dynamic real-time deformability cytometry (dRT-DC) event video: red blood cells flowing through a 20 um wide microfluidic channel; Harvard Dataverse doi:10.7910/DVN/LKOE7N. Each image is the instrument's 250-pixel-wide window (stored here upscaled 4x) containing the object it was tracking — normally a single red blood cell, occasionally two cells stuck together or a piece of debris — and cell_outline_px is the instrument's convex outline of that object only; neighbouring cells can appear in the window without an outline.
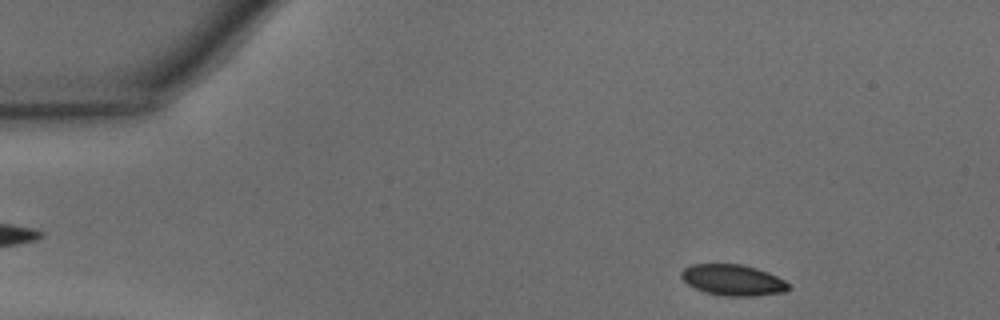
{"species": "common noctule bat (a hibernating species)", "species_latin": "Nyctalus noctula", "temperature_condition": "warm", "stored_images_in_passage": 35, "camera_frame_rate_fps": 3000, "um_per_image_px": 0.085, "animal": {"sex": "male", "body_mass_g": 15.6}, "frame": {"image": 1, "passage_image": 3, "time_ms": 0.667, "image_size_px": [1000, 320], "cell_outline_px": [[792, 288], [784, 292], [756, 296], [724, 296], [704, 292], [688, 284], [680, 276], [680, 272], [684, 268], [692, 264], [740, 264], [756, 268], [768, 272], [784, 280]], "centroid_in_image_um": [62.3, 23.81], "position_along_channel_um": 22.7, "area_um2": 19.42}}
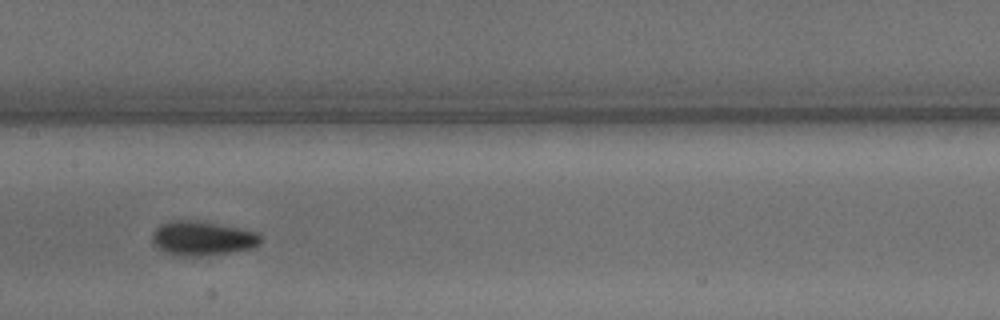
{"frame": {"image": 2, "passage_image": 20, "time_ms": 6.333, "image_size_px": [1000, 320], "cell_outline_px": [[260, 244], [252, 248], [204, 256], [176, 256], [164, 252], [152, 240], [152, 232], [160, 224], [172, 220], [196, 220], [260, 232]], "centroid_in_image_um": [17.19, 20.25], "position_along_channel_um": 190.2, "area_um2": 21.68}}
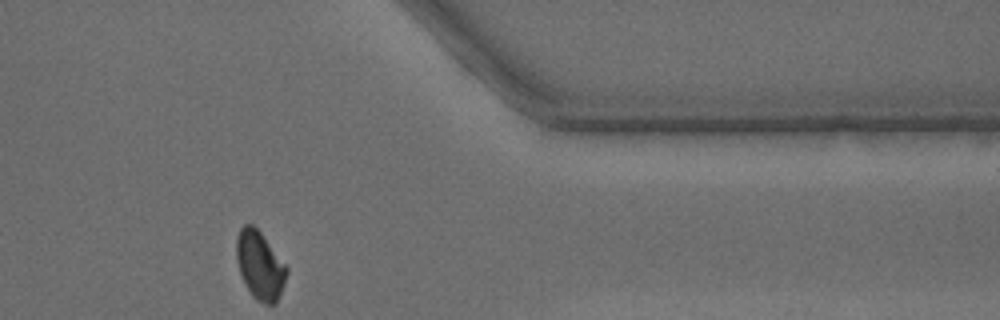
{"frame": {"image": 3, "passage_image": 35, "time_ms": 11.333, "image_size_px": [1000, 320], "cell_outline_px": [[288, 272], [284, 284], [276, 304], [264, 304], [252, 296], [244, 284], [236, 260], [236, 240], [240, 228], [244, 224], [252, 224], [260, 232], [288, 268]], "centroid_in_image_um": [22.08, 22.57], "position_along_channel_um": 389.3, "area_um2": 19.88}, "authors_computed_cell_mechanics": {"area_um2": 20.4034, "velocity_mm_per_s": 4.3472, "shape_relaxation_time_tau1_ms": 2.6338, "shape_relaxation_time_tau2_ms": 0.7509, "deformation_change_tau1": 0.0958, "deformation_change_tau2": 0.0459}}